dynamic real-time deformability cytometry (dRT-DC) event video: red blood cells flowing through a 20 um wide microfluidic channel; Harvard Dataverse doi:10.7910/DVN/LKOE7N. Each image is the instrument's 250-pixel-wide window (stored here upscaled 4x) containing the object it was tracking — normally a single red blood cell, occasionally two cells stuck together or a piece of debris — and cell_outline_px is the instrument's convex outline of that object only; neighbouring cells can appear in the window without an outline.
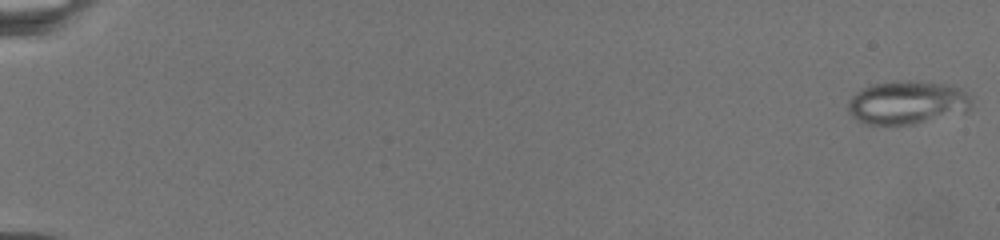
{"species": "common noctule bat (a hibernating species)", "species_latin": "Nyctalus noctula", "temperature_condition": "warm", "stored_images_in_passage": 93, "camera_frame_rate_fps": 3000, "um_per_image_px": 0.085, "animal": {"sex": "female", "body_mass_g": 19.5, "forearm_length_mm": 54.1}, "frame": {"image": 1, "passage_image": 1, "time_ms": 0.0, "image_size_px": [1000, 240], "cell_outline_px": [[972, 104], [964, 112], [912, 124], [868, 124], [856, 120], [848, 112], [848, 100], [852, 96], [864, 88], [872, 84], [944, 84], [960, 88], [972, 96]], "centroid_in_image_um": [77.11, 8.77], "position_along_channel_um": 7.9, "area_um2": 29.88}}
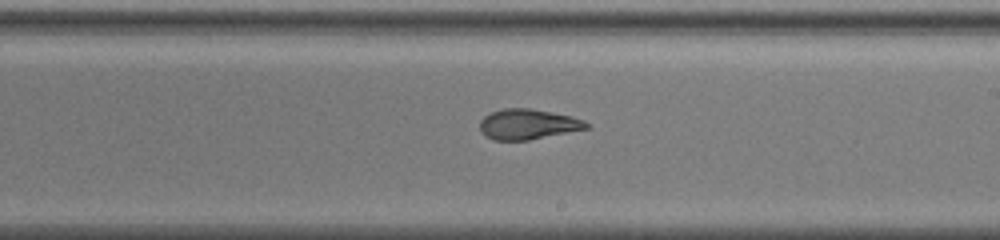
{"frame": {"image": 2, "passage_image": 63, "time_ms": 15.333, "image_size_px": [1000, 240], "cell_outline_px": [[592, 128], [528, 140], [492, 140], [484, 136], [480, 132], [480, 120], [484, 116], [492, 112], [504, 108], [532, 108], [572, 116], [584, 120], [592, 124]], "centroid_in_image_um": [44.91, 10.56], "position_along_channel_um": 244.1, "area_um2": 19.19}}
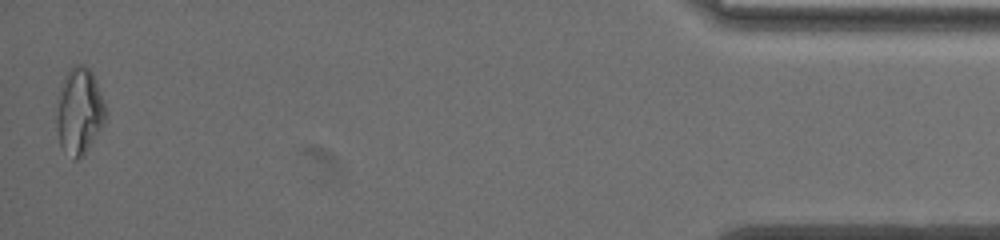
{"frame": {"image": 3, "passage_image": 92, "time_ms": 24.333, "image_size_px": [1000, 240], "cell_outline_px": [[104, 124], [84, 152], [76, 160], [72, 160], [60, 144], [56, 128], [56, 116], [60, 88], [64, 76], [76, 64], [84, 64], [92, 72], [104, 104]], "centroid_in_image_um": [6.7, 9.44], "position_along_channel_um": 428.5, "area_um2": 24.04}}